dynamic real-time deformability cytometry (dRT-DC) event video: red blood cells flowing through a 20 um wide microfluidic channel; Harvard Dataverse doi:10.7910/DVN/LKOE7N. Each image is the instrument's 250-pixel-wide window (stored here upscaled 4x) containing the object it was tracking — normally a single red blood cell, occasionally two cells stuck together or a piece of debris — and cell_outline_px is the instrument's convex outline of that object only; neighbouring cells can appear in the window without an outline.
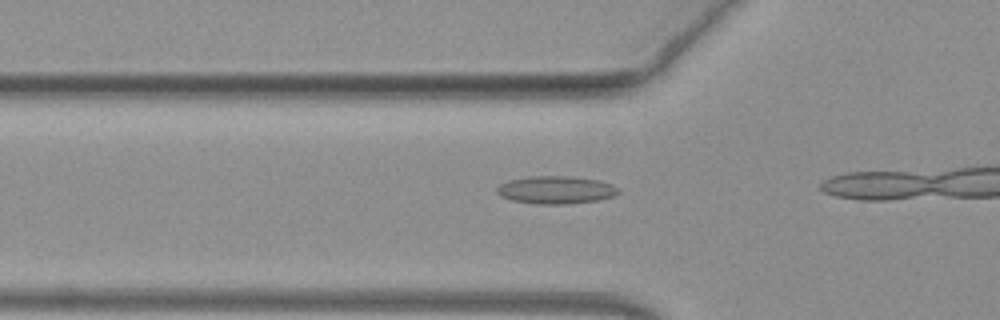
{"species": "common noctule bat (a hibernating species)", "species_latin": "Nyctalus noctula", "temperature_condition": "warm", "stored_images_in_passage": 15, "camera_frame_rate_fps": 3000, "um_per_image_px": 0.085, "animal": {"sex": "female", "body_mass_g": 19.3, "forearm_length_mm": 54.1}, "frame": {"image": 1, "passage_image": 13, "time_ms": 4.0, "image_size_px": [1000, 320], "cell_outline_px": [[620, 192], [616, 196], [600, 200], [564, 204], [536, 204], [512, 200], [500, 196], [496, 192], [496, 188], [500, 184], [508, 180], [528, 176], [572, 176], [600, 180], [612, 184], [620, 188]], "centroid_in_image_um": [47.29, 16.14], "position_along_channel_um": 78.5, "area_um2": 20.0}}